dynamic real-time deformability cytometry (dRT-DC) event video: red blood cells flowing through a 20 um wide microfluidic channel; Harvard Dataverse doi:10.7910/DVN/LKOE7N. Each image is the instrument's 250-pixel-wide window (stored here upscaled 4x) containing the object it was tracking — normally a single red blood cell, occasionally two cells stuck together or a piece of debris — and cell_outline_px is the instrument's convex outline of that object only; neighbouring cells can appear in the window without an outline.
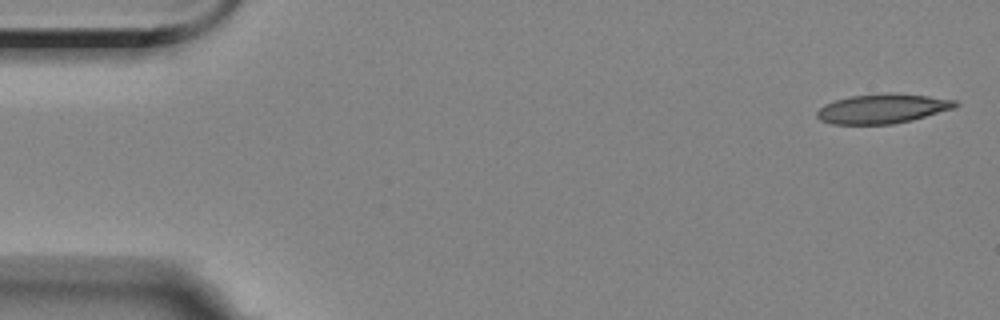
{"species": "Egyptian fruit bat (a non-hibernating species)", "species_latin": "Rousettus aegyptiacus", "temperature_condition": "room temperature", "stored_images_in_passage": 5, "camera_frame_rate_fps": 3000, "um_per_image_px": 0.085, "animal": {"sex": "female"}, "frame": {"image": 1, "passage_image": 1, "time_ms": 0.0, "image_size_px": [1000, 320], "cell_outline_px": [[960, 104], [956, 108], [912, 120], [892, 124], [832, 124], [820, 120], [816, 116], [816, 112], [824, 104], [836, 100], [852, 96], [888, 92], [892, 92], [928, 96], [956, 100]], "centroid_in_image_um": [75.04, 9.23], "position_along_channel_um": 10.0, "area_um2": 23.93}}
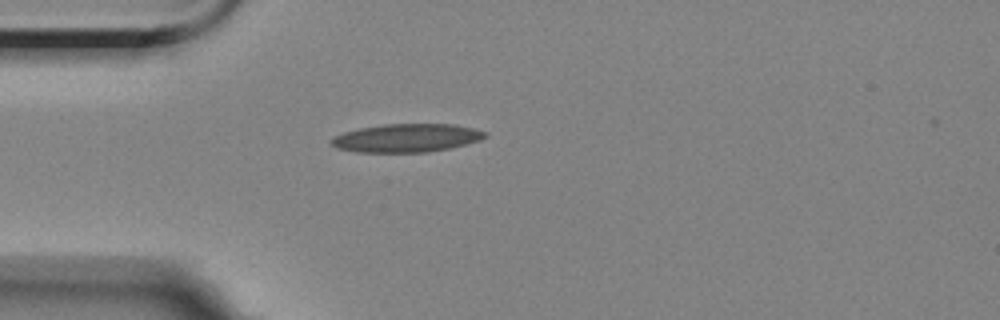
{"frame": {"image": 2, "passage_image": 5, "time_ms": 4.333, "image_size_px": [1000, 320], "cell_outline_px": [[488, 136], [480, 140], [448, 148], [428, 152], [356, 152], [336, 148], [332, 144], [332, 136], [344, 132], [360, 128], [384, 124], [452, 124], [472, 128], [488, 132]], "centroid_in_image_um": [34.55, 11.72], "position_along_channel_um": 50.4, "area_um2": 25.26}}